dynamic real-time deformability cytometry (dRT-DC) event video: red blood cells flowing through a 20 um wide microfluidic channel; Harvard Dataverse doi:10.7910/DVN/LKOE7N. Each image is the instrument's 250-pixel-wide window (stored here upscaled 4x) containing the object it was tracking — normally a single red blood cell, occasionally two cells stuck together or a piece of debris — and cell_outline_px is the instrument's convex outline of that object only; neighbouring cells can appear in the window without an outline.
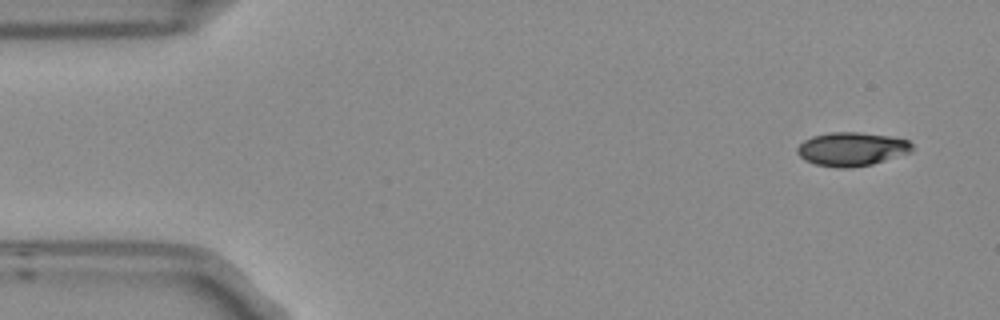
{"species": "Egyptian fruit bat (a non-hibernating species)", "species_latin": "Rousettus aegyptiacus", "temperature_condition": "room temperature", "stored_images_in_passage": 4, "camera_frame_rate_fps": 3000, "um_per_image_px": 0.085, "frame": {"image": 1, "passage_image": 1, "time_ms": 0.0, "image_size_px": [1000, 320], "cell_outline_px": [[912, 152], [872, 164], [848, 168], [840, 168], [816, 164], [804, 160], [796, 152], [796, 148], [804, 140], [812, 136], [828, 132], [860, 132], [892, 136], [908, 140], [912, 144]], "centroid_in_image_um": [72.39, 12.66], "position_along_channel_um": 12.6, "area_um2": 22.66}}
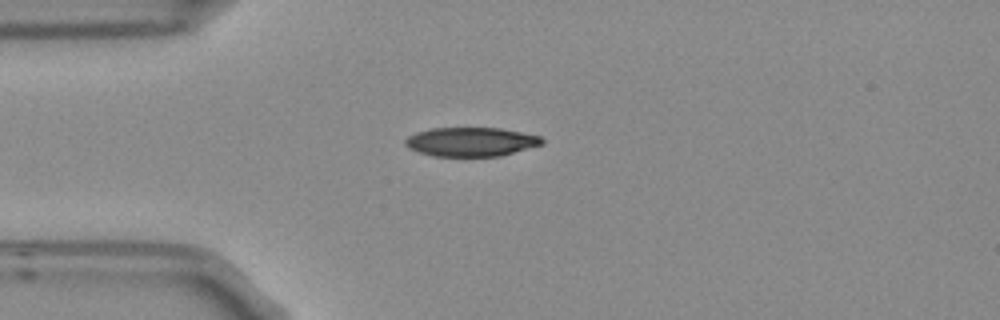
{"frame": {"image": 2, "passage_image": 4, "time_ms": 1.0, "image_size_px": [1000, 320], "cell_outline_px": [[544, 144], [500, 156], [432, 156], [408, 148], [404, 144], [404, 140], [408, 136], [416, 132], [432, 128], [500, 128], [540, 136], [544, 140]], "centroid_in_image_um": [40.02, 12.05], "position_along_channel_um": 45.0, "area_um2": 23.12}}